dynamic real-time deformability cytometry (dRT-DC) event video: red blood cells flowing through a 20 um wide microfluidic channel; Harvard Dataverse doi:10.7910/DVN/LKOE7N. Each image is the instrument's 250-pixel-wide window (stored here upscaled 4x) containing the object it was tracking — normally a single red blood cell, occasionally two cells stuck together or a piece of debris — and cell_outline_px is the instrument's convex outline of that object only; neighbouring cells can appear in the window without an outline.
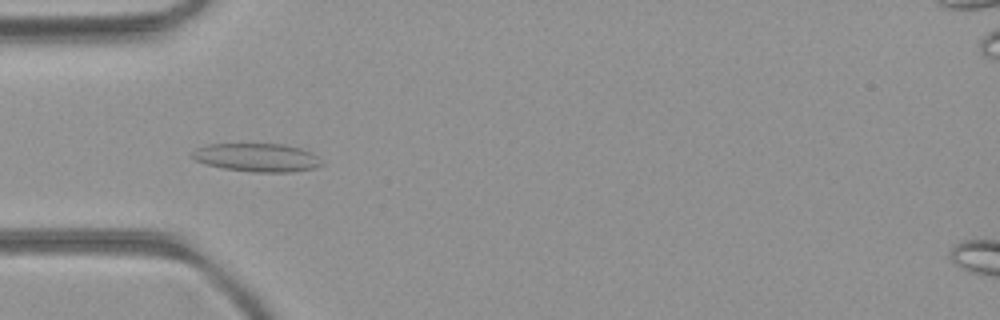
{"species": "common noctule bat (a hibernating species)", "species_latin": "Nyctalus noctula", "temperature_condition": "room temperature", "stored_images_in_passage": 50, "camera_frame_rate_fps": 3000, "um_per_image_px": 0.085, "animal": {"sex": "female", "body_mass_g": 21.9}, "frame": {"image": 1, "passage_image": 15, "time_ms": 4.667, "image_size_px": [1000, 320], "cell_outline_px": [[324, 164], [316, 168], [292, 172], [252, 172], [224, 168], [204, 164], [188, 156], [196, 148], [208, 144], [284, 144], [300, 148], [312, 152]], "centroid_in_image_um": [21.83, 13.39], "position_along_channel_um": 63.2, "area_um2": 21.56}}
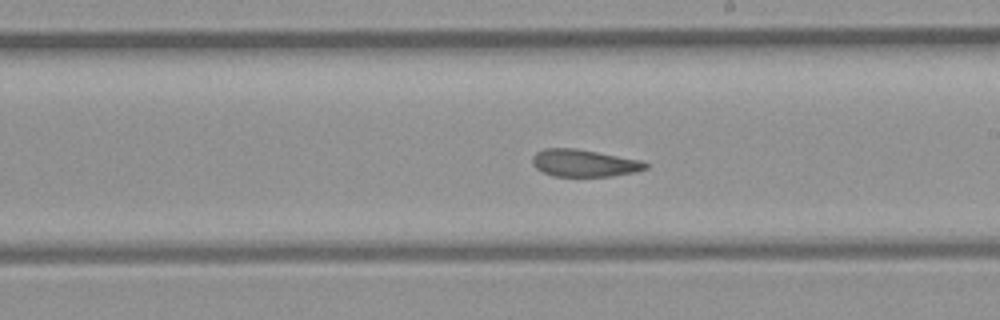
{"frame": {"image": 2, "passage_image": 28, "time_ms": 9.0, "image_size_px": [1000, 320], "cell_outline_px": [[648, 168], [636, 172], [612, 176], [552, 176], [536, 168], [532, 164], [532, 156], [536, 152], [544, 148], [576, 148], [640, 160], [648, 164]], "centroid_in_image_um": [49.63, 13.86], "position_along_channel_um": 239.4, "area_um2": 17.98}}
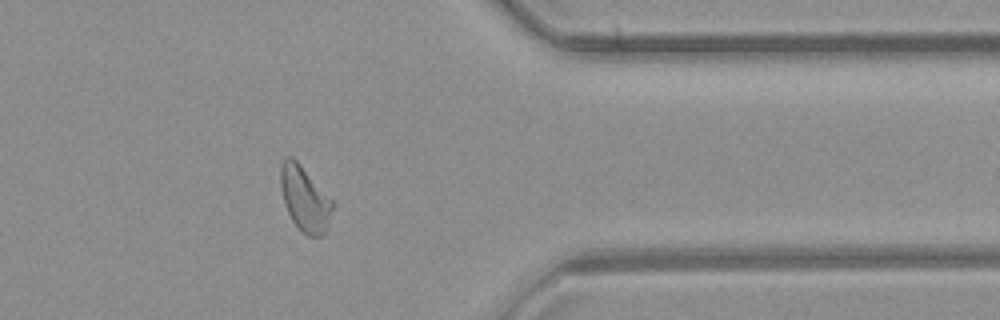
{"frame": {"image": 3, "passage_image": 40, "time_ms": 13.0, "image_size_px": [1000, 320], "cell_outline_px": [[332, 208], [324, 232], [320, 236], [308, 236], [292, 220], [284, 204], [280, 184], [280, 164], [284, 156], [292, 156], [300, 164], [332, 200]], "centroid_in_image_um": [25.85, 16.83], "position_along_channel_um": 385.6, "area_um2": 19.19}, "authors_computed_cell_mechanics": {"area_um2": 19.9988, "velocity_mm_per_s": 4.0754, "shape_relaxation_time_tau1_ms": null, "shape_relaxation_time_tau2_ms": 2.5861, "deformation_change_tau1": null, "deformation_change_tau2": 0.0895}}